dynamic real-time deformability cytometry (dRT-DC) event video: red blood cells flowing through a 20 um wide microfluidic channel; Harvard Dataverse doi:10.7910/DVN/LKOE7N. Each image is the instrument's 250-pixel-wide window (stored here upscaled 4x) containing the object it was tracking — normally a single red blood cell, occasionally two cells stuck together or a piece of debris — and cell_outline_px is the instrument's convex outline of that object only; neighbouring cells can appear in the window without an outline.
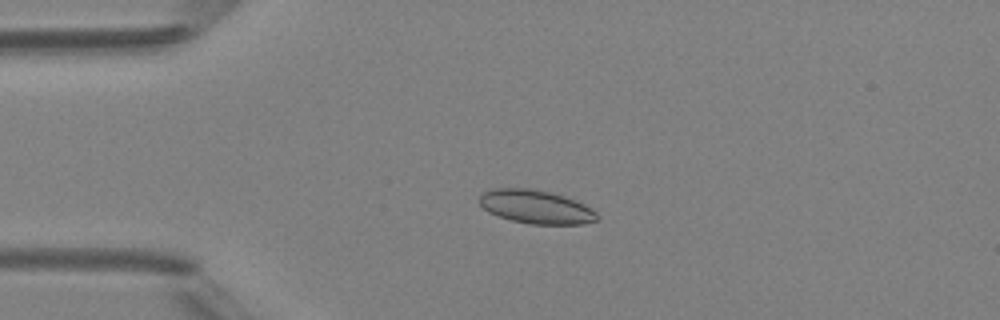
{"species": "Egyptian fruit bat (a non-hibernating species)", "species_latin": "Rousettus aegyptiacus", "temperature_condition": "room temperature", "stored_images_in_passage": 3, "camera_frame_rate_fps": 3000, "um_per_image_px": 0.085, "animal": {"sex": "female"}, "frame": {"image": 1, "passage_image": 2, "time_ms": 2.0, "image_size_px": [1000, 320], "cell_outline_px": [[600, 220], [584, 224], [532, 224], [512, 220], [488, 212], [480, 204], [480, 196], [484, 192], [492, 188], [528, 188], [548, 192], [564, 196], [584, 204], [592, 208], [600, 216]], "centroid_in_image_um": [45.6, 17.59], "position_along_channel_um": 39.4, "area_um2": 22.95}}